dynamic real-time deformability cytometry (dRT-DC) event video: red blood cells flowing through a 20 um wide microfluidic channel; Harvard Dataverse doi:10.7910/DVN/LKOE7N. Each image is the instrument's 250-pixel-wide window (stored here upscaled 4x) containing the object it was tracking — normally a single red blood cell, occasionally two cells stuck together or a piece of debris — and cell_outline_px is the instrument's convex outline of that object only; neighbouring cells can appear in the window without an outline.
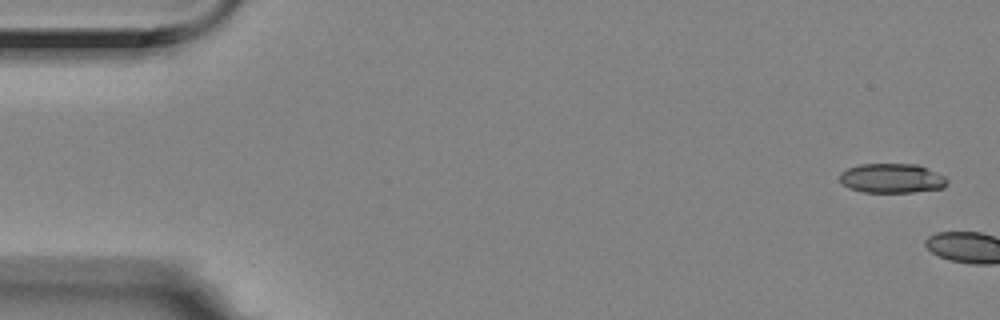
{"species": "Egyptian fruit bat (a non-hibernating species)", "species_latin": "Rousettus aegyptiacus", "temperature_condition": "room temperature", "stored_images_in_passage": 6, "camera_frame_rate_fps": 3000, "um_per_image_px": 0.085, "animal": {"sex": "female"}, "frame": {"image": 1, "passage_image": 1, "time_ms": 0.0, "image_size_px": [1000, 320], "cell_outline_px": [[948, 184], [944, 188], [912, 192], [864, 192], [848, 188], [840, 180], [840, 172], [848, 168], [860, 164], [916, 164], [936, 172], [944, 176], [948, 180]], "centroid_in_image_um": [75.82, 15.15], "position_along_channel_um": 9.2, "area_um2": 18.44}}